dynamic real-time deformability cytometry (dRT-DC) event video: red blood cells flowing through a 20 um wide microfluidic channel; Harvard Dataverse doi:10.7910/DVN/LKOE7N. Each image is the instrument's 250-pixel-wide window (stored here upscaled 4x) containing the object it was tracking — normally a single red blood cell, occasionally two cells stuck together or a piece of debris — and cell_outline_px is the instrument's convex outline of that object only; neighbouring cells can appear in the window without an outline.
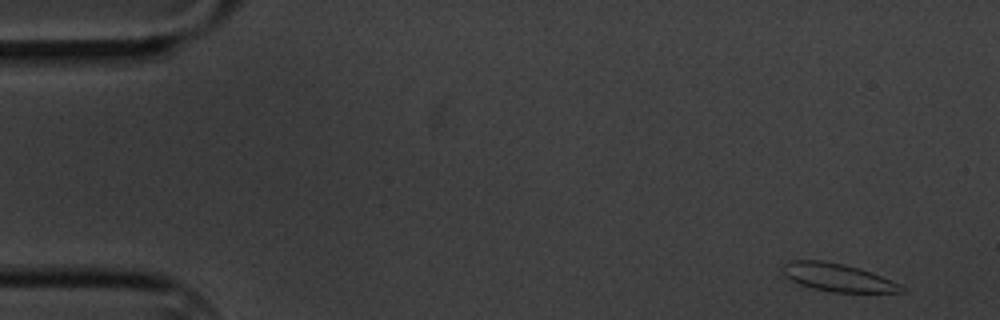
{"species": "common noctule bat (a hibernating species)", "species_latin": "Nyctalus noctula", "temperature_condition": "cold", "stored_images_in_passage": 5, "camera_frame_rate_fps": 3000, "um_per_image_px": 0.085, "animal": {"sex": "male", "body_mass_g": 20.1, "forearm_length_mm": 53.5}, "frame": {"image": 1, "passage_image": 1, "time_ms": 0.0, "image_size_px": [1000, 320], "cell_outline_px": [[908, 292], [832, 292], [812, 288], [800, 284], [784, 276], [784, 264], [788, 260], [820, 260], [844, 264], [860, 268], [900, 284]], "centroid_in_image_um": [71.2, 23.58], "position_along_channel_um": 13.8, "area_um2": 19.13}}